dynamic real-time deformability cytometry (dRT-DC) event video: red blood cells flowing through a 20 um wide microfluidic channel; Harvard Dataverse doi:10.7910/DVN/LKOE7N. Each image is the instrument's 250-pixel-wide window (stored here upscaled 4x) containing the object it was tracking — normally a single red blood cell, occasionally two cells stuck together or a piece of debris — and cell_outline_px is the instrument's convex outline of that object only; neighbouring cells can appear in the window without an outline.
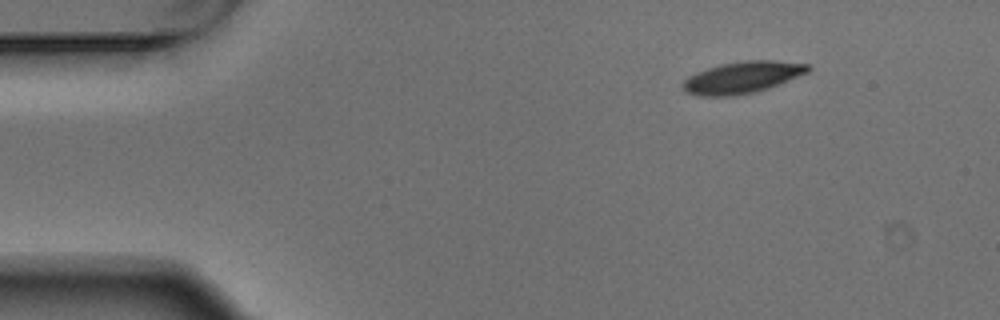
{"species": "Egyptian fruit bat (a non-hibernating species)", "species_latin": "Rousettus aegyptiacus", "temperature_condition": "warm", "stored_images_in_passage": 5, "camera_frame_rate_fps": 3000, "um_per_image_px": 0.085, "animal": {"sex": "male"}, "frame": {"image": 1, "passage_image": 1, "time_ms": 0.0, "image_size_px": [1000, 320], "cell_outline_px": [[812, 68], [808, 72], [768, 88], [752, 92], [732, 96], [700, 96], [688, 92], [684, 88], [684, 80], [688, 76], [696, 72], [720, 64], [744, 60], [772, 60], [808, 64]], "centroid_in_image_um": [63.11, 6.56], "position_along_channel_um": 21.9, "area_um2": 22.83}}
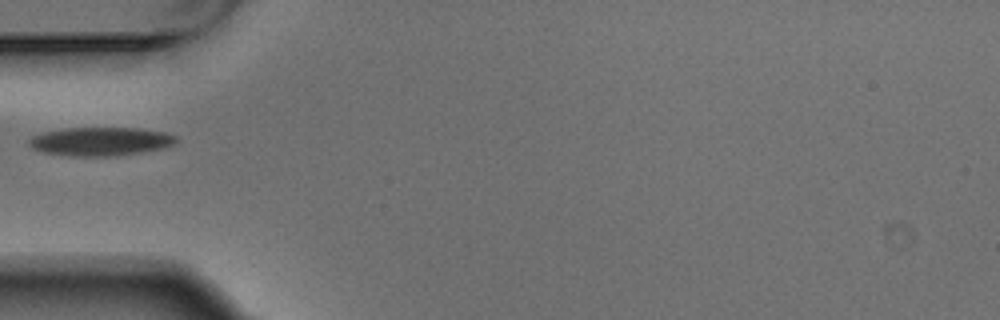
{"frame": {"image": 2, "passage_image": 4, "time_ms": 1.0, "image_size_px": [1000, 320], "cell_outline_px": [[176, 140], [172, 144], [164, 148], [116, 156], [72, 156], [44, 152], [32, 148], [28, 144], [28, 140], [32, 136], [44, 132], [64, 128], [140, 128], [164, 132], [176, 136]], "centroid_in_image_um": [8.52, 12.02], "position_along_channel_um": 76.5, "area_um2": 24.39}}
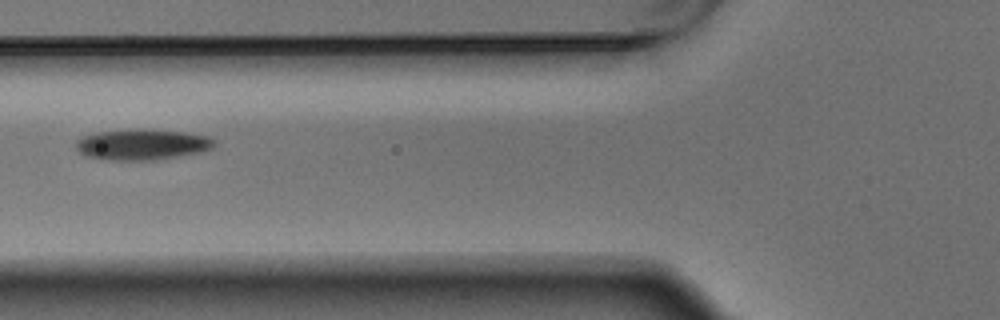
{"frame": {"image": 3, "passage_image": 5, "time_ms": 1.333, "image_size_px": [1000, 320], "cell_outline_px": [[216, 144], [212, 148], [200, 152], [156, 160], [108, 160], [84, 156], [76, 148], [76, 140], [84, 136], [96, 132], [136, 128], [140, 128], [184, 132], [208, 136], [216, 140]], "centroid_in_image_um": [12.08, 12.27], "position_along_channel_um": 113.7, "area_um2": 25.09}}